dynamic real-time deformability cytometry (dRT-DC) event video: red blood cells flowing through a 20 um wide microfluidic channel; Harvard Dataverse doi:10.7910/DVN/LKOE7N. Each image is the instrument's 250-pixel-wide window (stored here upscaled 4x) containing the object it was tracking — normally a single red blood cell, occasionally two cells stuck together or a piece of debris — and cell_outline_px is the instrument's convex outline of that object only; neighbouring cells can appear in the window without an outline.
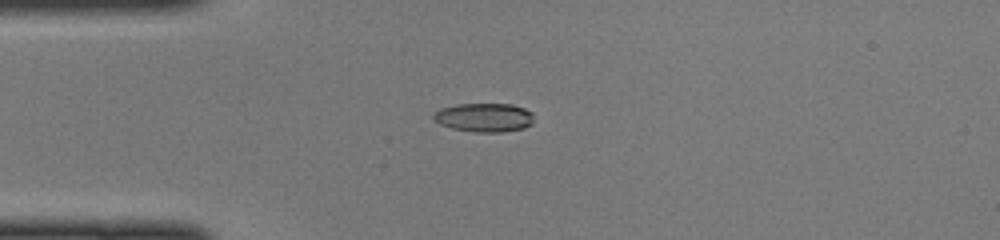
{"species": "common noctule bat (a hibernating species)", "species_latin": "Nyctalus noctula", "temperature_condition": "cold", "stored_images_in_passage": 47, "camera_frame_rate_fps": 3000, "um_per_image_px": 0.085, "animal": {"sex": "female", "body_mass_g": 22.0, "forearm_length_mm": 56.7}, "frame": {"image": 1, "passage_image": 12, "time_ms": 3.667, "image_size_px": [1000, 240], "cell_outline_px": [[532, 124], [524, 128], [500, 132], [472, 132], [452, 128], [440, 124], [432, 120], [432, 116], [440, 108], [456, 104], [512, 104], [524, 108], [532, 112]], "centroid_in_image_um": [41.13, 9.98], "position_along_channel_um": 43.9, "area_um2": 16.94}}
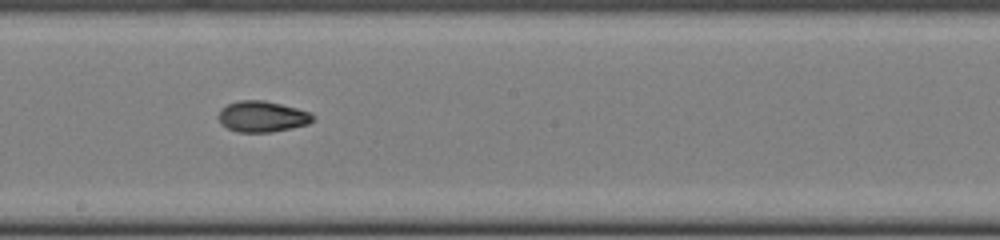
{"frame": {"image": 2, "passage_image": 26, "time_ms": 8.333, "image_size_px": [1000, 240], "cell_outline_px": [[316, 116], [308, 124], [272, 132], [236, 132], [220, 124], [216, 116], [220, 108], [228, 104], [240, 100], [264, 100], [312, 112]], "centroid_in_image_um": [22.25, 9.9], "position_along_channel_um": 225.9, "area_um2": 17.22}}
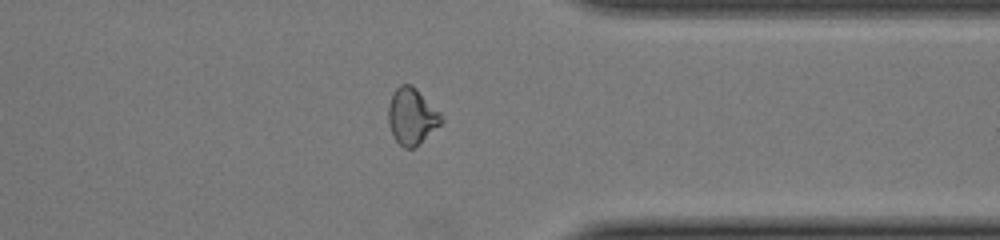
{"frame": {"image": 3, "passage_image": 37, "time_ms": 12.0, "image_size_px": [1000, 240], "cell_outline_px": [[444, 120], [440, 124], [412, 148], [404, 148], [396, 140], [392, 132], [388, 120], [388, 104], [392, 92], [400, 84], [412, 84], [440, 112]], "centroid_in_image_um": [34.98, 9.83], "position_along_channel_um": 376.4, "area_um2": 17.11}}